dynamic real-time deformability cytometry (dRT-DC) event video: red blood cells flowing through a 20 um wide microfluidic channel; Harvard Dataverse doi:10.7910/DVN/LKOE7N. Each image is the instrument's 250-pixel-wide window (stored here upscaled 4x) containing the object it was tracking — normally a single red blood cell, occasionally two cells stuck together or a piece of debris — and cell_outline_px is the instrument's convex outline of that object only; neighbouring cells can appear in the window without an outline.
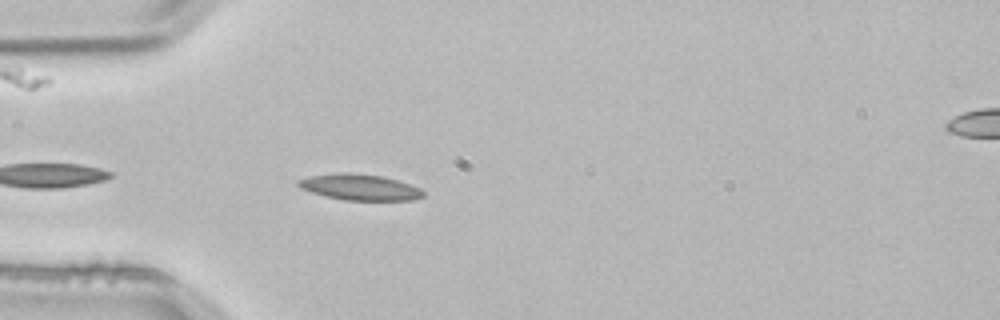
{"species": "common noctule bat (a hibernating species)", "species_latin": "Nyctalus noctula", "temperature_condition": "room temperature", "stored_images_in_passage": 4, "camera_frame_rate_fps": 3000, "um_per_image_px": 0.085, "animal": {"sex": "male", "body_mass_g": 21.5, "forearm_length_mm": 52.0}, "frame": {"image": 1, "passage_image": 4, "time_ms": 1.0, "image_size_px": [1000, 320], "cell_outline_px": [[424, 196], [412, 200], [344, 200], [312, 192], [300, 188], [296, 184], [296, 180], [308, 176], [340, 172], [352, 172], [384, 176], [400, 180], [420, 188], [424, 192]], "centroid_in_image_um": [30.58, 15.89], "position_along_channel_um": 54.4, "area_um2": 19.13}}